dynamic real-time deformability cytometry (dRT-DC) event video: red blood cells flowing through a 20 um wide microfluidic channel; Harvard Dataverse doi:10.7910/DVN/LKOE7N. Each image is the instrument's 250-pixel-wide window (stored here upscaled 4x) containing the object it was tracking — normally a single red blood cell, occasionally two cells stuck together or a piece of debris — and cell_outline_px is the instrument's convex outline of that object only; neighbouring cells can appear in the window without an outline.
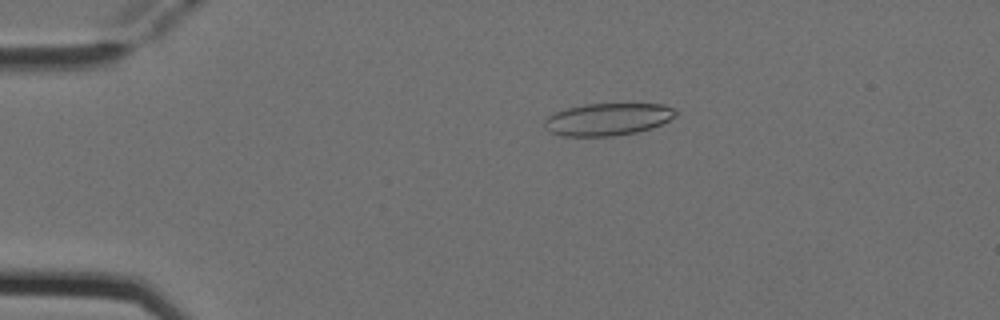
{"species": "Egyptian fruit bat (a non-hibernating species)", "species_latin": "Rousettus aegyptiacus", "temperature_condition": "cold", "stored_images_in_passage": 4, "camera_frame_rate_fps": 3000, "um_per_image_px": 0.085, "animal": {"sex": "female"}, "frame": {"image": 1, "passage_image": 1, "time_ms": 0.0, "image_size_px": [1000, 320], "cell_outline_px": [[676, 116], [652, 128], [636, 132], [612, 136], [564, 136], [552, 132], [544, 128], [544, 120], [548, 116], [556, 112], [568, 108], [584, 104], [660, 104], [676, 108]], "centroid_in_image_um": [51.66, 10.14], "position_along_channel_um": 33.3, "area_um2": 24.57}}
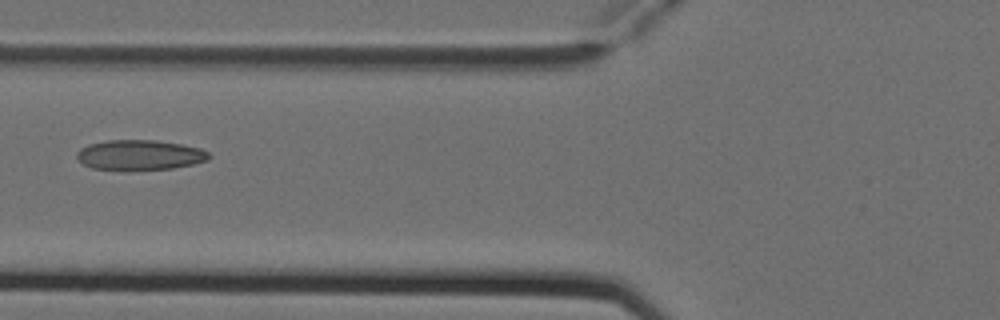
{"frame": {"image": 2, "passage_image": 4, "time_ms": 1.0, "image_size_px": [1000, 320], "cell_outline_px": [[212, 156], [208, 160], [192, 164], [172, 168], [92, 168], [84, 164], [76, 156], [76, 152], [80, 148], [88, 144], [108, 140], [156, 140], [180, 144], [200, 148], [208, 152]], "centroid_in_image_um": [11.89, 13.14], "position_along_channel_um": 113.9, "area_um2": 22.54}}